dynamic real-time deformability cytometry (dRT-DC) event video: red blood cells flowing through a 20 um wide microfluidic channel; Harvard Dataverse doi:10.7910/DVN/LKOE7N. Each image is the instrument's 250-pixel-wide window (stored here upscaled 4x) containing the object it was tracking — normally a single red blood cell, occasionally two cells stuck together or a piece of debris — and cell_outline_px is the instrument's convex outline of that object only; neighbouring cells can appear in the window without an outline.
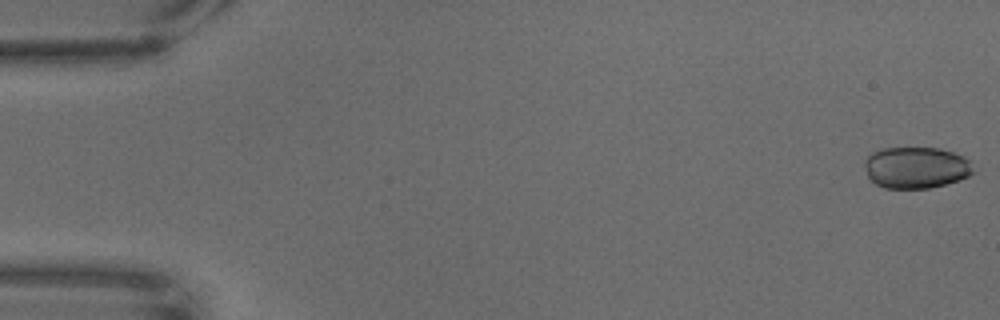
{"species": "common noctule bat (a hibernating species)", "species_latin": "Nyctalus noctula", "temperature_condition": "warm", "stored_images_in_passage": 68, "camera_frame_rate_fps": 3000, "um_per_image_px": 0.085, "animal": {"sex": "male", "body_mass_g": 18.8}, "frame": {"image": 1, "passage_image": 1, "time_ms": 0.0, "image_size_px": [1000, 320], "cell_outline_px": [[972, 172], [968, 176], [944, 184], [928, 188], [884, 188], [876, 184], [868, 176], [864, 164], [864, 160], [872, 152], [884, 148], [940, 148], [964, 156], [968, 160]], "centroid_in_image_um": [77.82, 14.23], "position_along_channel_um": 7.2, "area_um2": 25.95}}
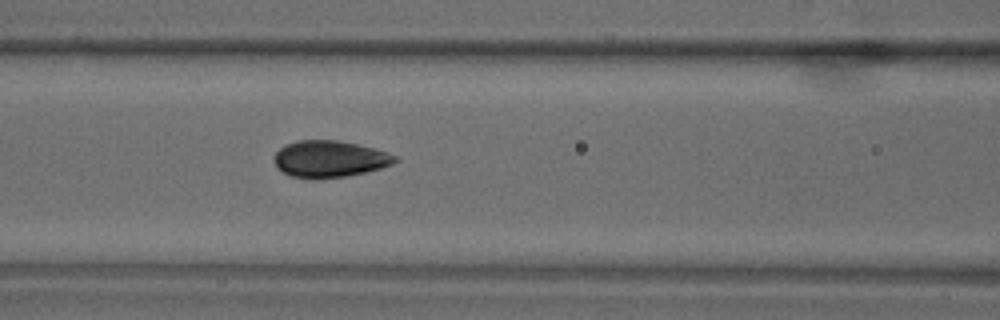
{"frame": {"image": 2, "passage_image": 29, "time_ms": 9.333, "image_size_px": [1000, 320], "cell_outline_px": [[400, 160], [392, 164], [380, 168], [348, 176], [320, 180], [312, 180], [292, 176], [276, 168], [272, 160], [276, 152], [284, 144], [296, 140], [340, 140], [388, 152], [396, 156]], "centroid_in_image_um": [27.97, 13.52], "position_along_channel_um": 138.6, "area_um2": 26.3}}
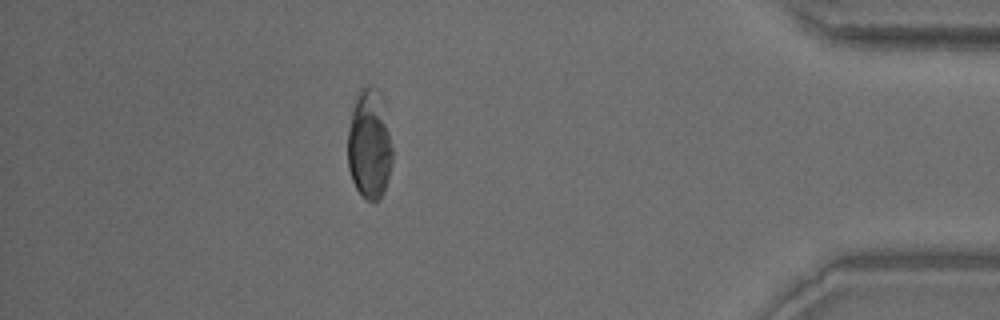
{"frame": {"image": 3, "passage_image": 60, "time_ms": 19.667, "image_size_px": [1000, 320], "cell_outline_px": [[392, 164], [388, 180], [384, 192], [380, 200], [364, 200], [356, 188], [352, 180], [348, 168], [348, 128], [356, 96], [360, 88], [368, 84], [372, 84], [384, 96], [392, 148]], "centroid_in_image_um": [31.42, 12.24], "position_along_channel_um": 403.8, "area_um2": 29.3}}